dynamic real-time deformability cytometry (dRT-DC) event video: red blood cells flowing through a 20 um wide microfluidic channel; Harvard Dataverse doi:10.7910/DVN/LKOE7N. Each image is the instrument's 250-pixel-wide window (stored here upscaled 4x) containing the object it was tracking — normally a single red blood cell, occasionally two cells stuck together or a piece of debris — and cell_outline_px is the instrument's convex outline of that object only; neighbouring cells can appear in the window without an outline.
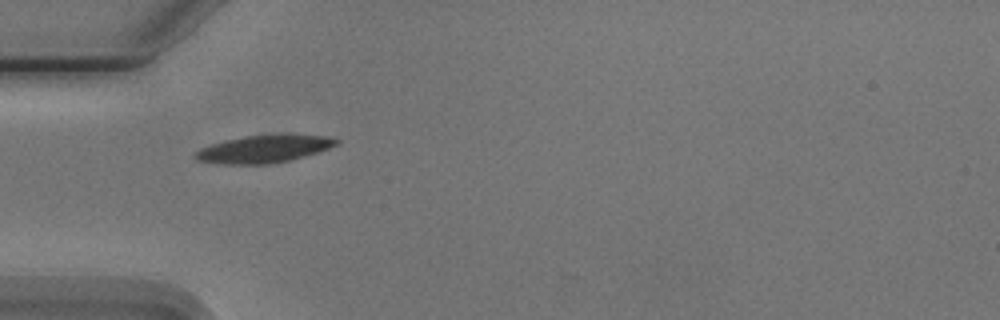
{"species": "Egyptian fruit bat (a non-hibernating species)", "species_latin": "Rousettus aegyptiacus", "temperature_condition": "cold", "stored_images_in_passage": 2, "camera_frame_rate_fps": 3000, "um_per_image_px": 0.085, "animal": {"sex": "male"}, "frame": {"image": 1, "passage_image": 1, "time_ms": 0.0, "image_size_px": [1000, 320], "cell_outline_px": [[340, 140], [336, 144], [328, 148], [304, 156], [288, 160], [268, 164], [220, 164], [196, 160], [192, 156], [200, 148], [224, 140], [244, 136], [288, 132], [324, 136]], "centroid_in_image_um": [22.41, 12.63], "position_along_channel_um": 62.6, "area_um2": 23.0}}
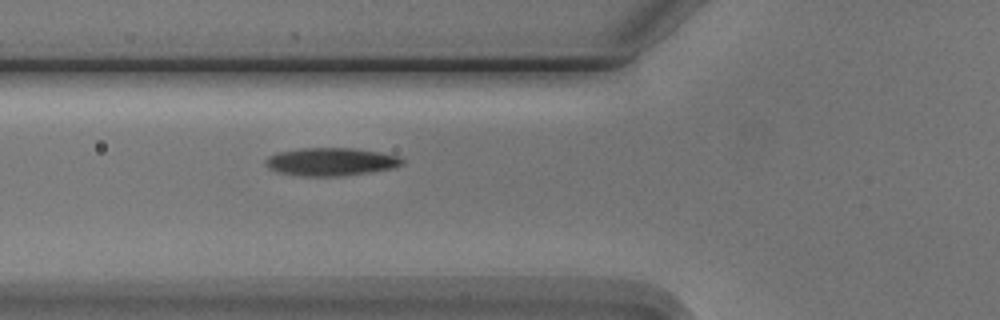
{"frame": {"image": 2, "passage_image": 2, "time_ms": 1.0, "image_size_px": [1000, 320], "cell_outline_px": [[404, 164], [392, 168], [368, 172], [340, 176], [304, 176], [276, 172], [268, 168], [264, 164], [264, 160], [268, 156], [276, 152], [300, 148], [356, 148], [380, 152], [400, 156], [404, 160]], "centroid_in_image_um": [28.1, 13.74], "position_along_channel_um": 97.7, "area_um2": 22.48}}